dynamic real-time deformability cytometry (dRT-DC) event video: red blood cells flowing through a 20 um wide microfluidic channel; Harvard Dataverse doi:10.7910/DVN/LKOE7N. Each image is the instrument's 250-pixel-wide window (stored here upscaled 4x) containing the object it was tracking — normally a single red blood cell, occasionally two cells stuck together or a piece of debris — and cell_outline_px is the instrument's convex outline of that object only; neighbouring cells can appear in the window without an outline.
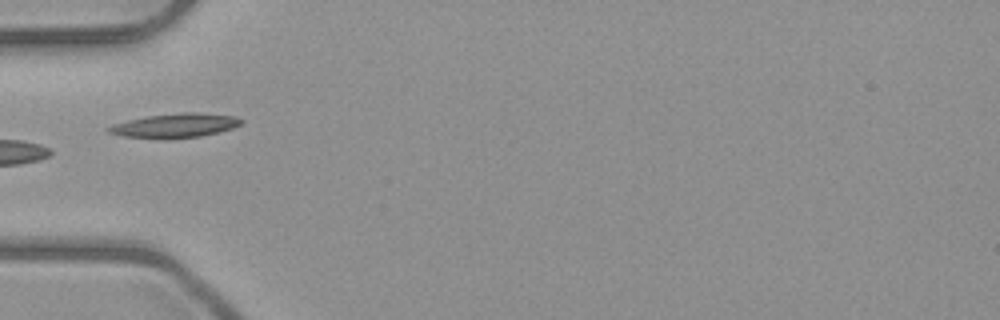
{"species": "common noctule bat (a hibernating species)", "species_latin": "Nyctalus noctula", "temperature_condition": "room temperature", "stored_images_in_passage": 2, "camera_frame_rate_fps": 3000, "um_per_image_px": 0.085, "animal": {"sex": "male", "body_mass_g": 23.1, "forearm_length_mm": 52.7}, "frame": {"image": 1, "passage_image": 2, "time_ms": 1.0, "image_size_px": [1000, 320], "cell_outline_px": [[244, 120], [240, 124], [232, 128], [200, 136], [168, 140], [160, 140], [124, 136], [108, 132], [104, 128], [112, 124], [128, 120], [148, 116], [184, 112], [200, 112], [236, 116]], "centroid_in_image_um": [14.84, 10.68], "position_along_channel_um": 70.2, "area_um2": 18.96}}